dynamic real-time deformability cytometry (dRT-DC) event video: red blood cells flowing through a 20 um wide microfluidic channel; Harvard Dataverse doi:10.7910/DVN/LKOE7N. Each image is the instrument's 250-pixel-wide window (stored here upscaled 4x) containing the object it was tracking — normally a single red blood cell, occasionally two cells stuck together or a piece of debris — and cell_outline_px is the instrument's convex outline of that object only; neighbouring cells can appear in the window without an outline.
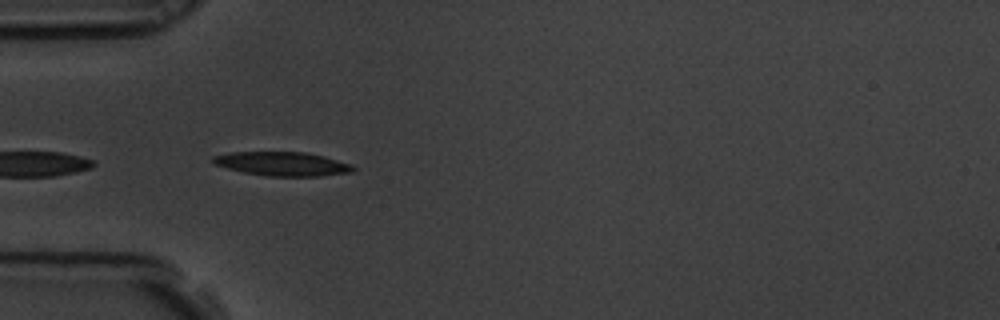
{"species": "common noctule bat (a hibernating species)", "species_latin": "Nyctalus noctula", "temperature_condition": "room temperature", "stored_images_in_passage": 6, "camera_frame_rate_fps": 3000, "um_per_image_px": 0.085, "animal": {"sex": "male", "body_mass_g": 19.5, "forearm_length_mm": 54.6}, "frame": {"image": 1, "passage_image": 4, "time_ms": 1.0, "image_size_px": [1000, 320], "cell_outline_px": [[356, 168], [352, 172], [320, 176], [268, 176], [244, 172], [212, 164], [212, 156], [232, 152], [304, 152], [324, 156], [352, 164]], "centroid_in_image_um": [24.01, 13.92], "position_along_channel_um": 61.0, "area_um2": 19.54}}
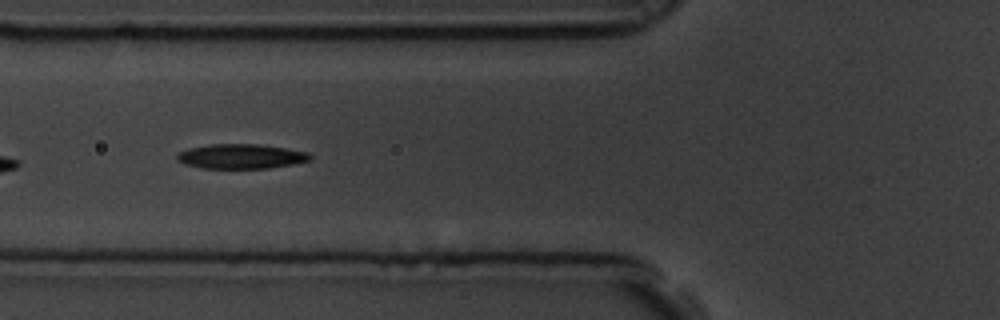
{"frame": {"image": 2, "passage_image": 5, "time_ms": 1.333, "image_size_px": [1000, 320], "cell_outline_px": [[312, 160], [292, 164], [268, 168], [200, 168], [184, 164], [176, 160], [176, 156], [180, 152], [188, 148], [212, 144], [260, 144], [308, 152], [312, 156]], "centroid_in_image_um": [20.48, 13.29], "position_along_channel_um": 105.3, "area_um2": 19.13}}
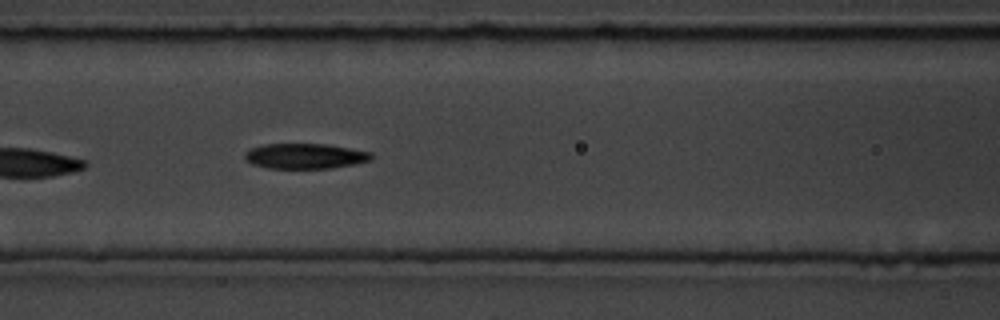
{"frame": {"image": 3, "passage_image": 6, "time_ms": 1.667, "image_size_px": [1000, 320], "cell_outline_px": [[372, 160], [332, 168], [268, 168], [252, 164], [244, 160], [244, 152], [252, 148], [264, 144], [328, 144], [372, 152]], "centroid_in_image_um": [25.91, 13.26], "position_along_channel_um": 140.7, "area_um2": 18.67}}